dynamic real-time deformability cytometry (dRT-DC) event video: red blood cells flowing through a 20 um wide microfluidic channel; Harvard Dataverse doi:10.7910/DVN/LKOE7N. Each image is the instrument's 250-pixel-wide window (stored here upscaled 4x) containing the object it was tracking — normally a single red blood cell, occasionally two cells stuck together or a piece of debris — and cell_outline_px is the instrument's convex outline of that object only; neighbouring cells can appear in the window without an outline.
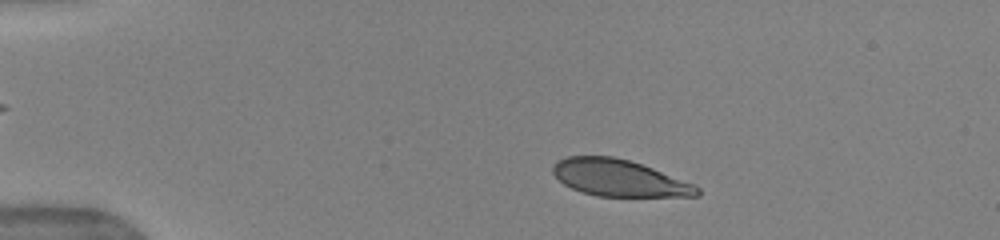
{"species": "human", "species_latin": "Homo sapiens", "temperature_condition": "warm", "stored_images_in_passage": 42, "camera_frame_rate_fps": 3000, "um_per_image_px": 0.085, "donor": {"sex": "female"}, "frame": {"image": 1, "passage_image": 6, "time_ms": 1.667, "image_size_px": [1000, 240], "cell_outline_px": [[700, 196], [596, 196], [580, 192], [564, 184], [552, 172], [552, 168], [556, 160], [568, 156], [612, 156], [628, 160], [652, 168], [696, 184], [700, 188]], "centroid_in_image_um": [52.63, 15.13], "position_along_channel_um": 32.4, "area_um2": 30.81}}
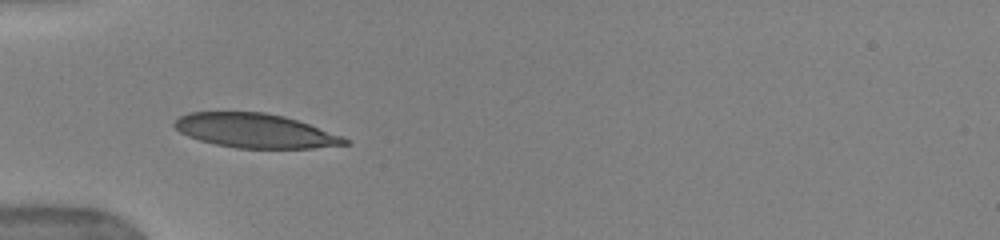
{"frame": {"image": 2, "passage_image": 13, "time_ms": 4.0, "image_size_px": [1000, 240], "cell_outline_px": [[352, 144], [312, 148], [236, 148], [216, 144], [200, 140], [188, 136], [180, 132], [172, 124], [180, 116], [188, 112], [264, 112], [284, 116], [308, 124], [340, 136], [348, 140]], "centroid_in_image_um": [21.66, 11.11], "position_along_channel_um": 63.3, "area_um2": 33.64}}
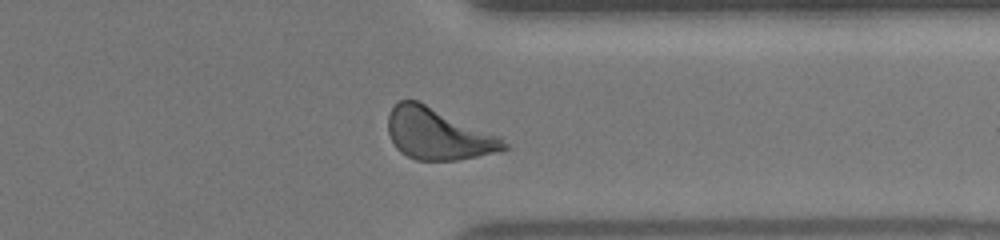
{"frame": {"image": 3, "passage_image": 37, "time_ms": 12.0, "image_size_px": [1000, 240], "cell_outline_px": [[508, 148], [500, 152], [456, 160], [416, 160], [400, 152], [396, 148], [388, 132], [388, 116], [392, 108], [400, 100], [416, 100], [500, 136], [508, 144]], "centroid_in_image_um": [37.24, 11.4], "position_along_channel_um": 374.2, "area_um2": 34.45}, "authors_computed_cell_mechanics": {"area_um2": 33.6107, "velocity_mm_per_s": 3.9314, "shape_relaxation_time_tau1_ms": 2.777, "shape_relaxation_time_tau2_ms": null, "deformation_change_tau1": 0.1508, "deformation_change_tau2": null}}